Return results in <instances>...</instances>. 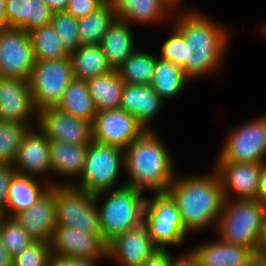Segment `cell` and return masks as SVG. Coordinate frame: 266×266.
Here are the masks:
<instances>
[{
	"label": "cell",
	"instance_id": "obj_5",
	"mask_svg": "<svg viewBox=\"0 0 266 266\" xmlns=\"http://www.w3.org/2000/svg\"><path fill=\"white\" fill-rule=\"evenodd\" d=\"M106 192L110 193L102 206H98V212L102 237L108 245L117 236L143 223L146 198L142 197V191L126 184L95 196Z\"/></svg>",
	"mask_w": 266,
	"mask_h": 266
},
{
	"label": "cell",
	"instance_id": "obj_28",
	"mask_svg": "<svg viewBox=\"0 0 266 266\" xmlns=\"http://www.w3.org/2000/svg\"><path fill=\"white\" fill-rule=\"evenodd\" d=\"M60 111L73 117L93 123L98 112L91 97L86 80L73 79L56 106Z\"/></svg>",
	"mask_w": 266,
	"mask_h": 266
},
{
	"label": "cell",
	"instance_id": "obj_32",
	"mask_svg": "<svg viewBox=\"0 0 266 266\" xmlns=\"http://www.w3.org/2000/svg\"><path fill=\"white\" fill-rule=\"evenodd\" d=\"M157 57L135 50L116 70L124 83L151 85Z\"/></svg>",
	"mask_w": 266,
	"mask_h": 266
},
{
	"label": "cell",
	"instance_id": "obj_22",
	"mask_svg": "<svg viewBox=\"0 0 266 266\" xmlns=\"http://www.w3.org/2000/svg\"><path fill=\"white\" fill-rule=\"evenodd\" d=\"M118 19L130 24V21L139 23H155L170 16L173 7L165 0H109ZM172 9V10H171ZM169 13V14H168Z\"/></svg>",
	"mask_w": 266,
	"mask_h": 266
},
{
	"label": "cell",
	"instance_id": "obj_49",
	"mask_svg": "<svg viewBox=\"0 0 266 266\" xmlns=\"http://www.w3.org/2000/svg\"><path fill=\"white\" fill-rule=\"evenodd\" d=\"M48 266H70L69 258L52 255L49 260Z\"/></svg>",
	"mask_w": 266,
	"mask_h": 266
},
{
	"label": "cell",
	"instance_id": "obj_37",
	"mask_svg": "<svg viewBox=\"0 0 266 266\" xmlns=\"http://www.w3.org/2000/svg\"><path fill=\"white\" fill-rule=\"evenodd\" d=\"M52 256L51 244L35 241L12 258L13 266H48Z\"/></svg>",
	"mask_w": 266,
	"mask_h": 266
},
{
	"label": "cell",
	"instance_id": "obj_46",
	"mask_svg": "<svg viewBox=\"0 0 266 266\" xmlns=\"http://www.w3.org/2000/svg\"><path fill=\"white\" fill-rule=\"evenodd\" d=\"M99 259L69 258L70 266H96Z\"/></svg>",
	"mask_w": 266,
	"mask_h": 266
},
{
	"label": "cell",
	"instance_id": "obj_1",
	"mask_svg": "<svg viewBox=\"0 0 266 266\" xmlns=\"http://www.w3.org/2000/svg\"><path fill=\"white\" fill-rule=\"evenodd\" d=\"M168 193L176 201L182 225L188 233L218 222L225 198L216 171L204 176L175 177Z\"/></svg>",
	"mask_w": 266,
	"mask_h": 266
},
{
	"label": "cell",
	"instance_id": "obj_30",
	"mask_svg": "<svg viewBox=\"0 0 266 266\" xmlns=\"http://www.w3.org/2000/svg\"><path fill=\"white\" fill-rule=\"evenodd\" d=\"M117 15L110 1H106L95 12L78 18V37L80 46L100 45L109 26Z\"/></svg>",
	"mask_w": 266,
	"mask_h": 266
},
{
	"label": "cell",
	"instance_id": "obj_8",
	"mask_svg": "<svg viewBox=\"0 0 266 266\" xmlns=\"http://www.w3.org/2000/svg\"><path fill=\"white\" fill-rule=\"evenodd\" d=\"M152 243L157 249L181 245L188 232L184 229L176 201L168 192L146 198L144 221Z\"/></svg>",
	"mask_w": 266,
	"mask_h": 266
},
{
	"label": "cell",
	"instance_id": "obj_18",
	"mask_svg": "<svg viewBox=\"0 0 266 266\" xmlns=\"http://www.w3.org/2000/svg\"><path fill=\"white\" fill-rule=\"evenodd\" d=\"M157 248L144 223L117 236L107 245V257L123 266H141Z\"/></svg>",
	"mask_w": 266,
	"mask_h": 266
},
{
	"label": "cell",
	"instance_id": "obj_3",
	"mask_svg": "<svg viewBox=\"0 0 266 266\" xmlns=\"http://www.w3.org/2000/svg\"><path fill=\"white\" fill-rule=\"evenodd\" d=\"M145 130L124 149V167L130 175L125 184L137 190L168 192L175 178L173 160L163 142L153 132Z\"/></svg>",
	"mask_w": 266,
	"mask_h": 266
},
{
	"label": "cell",
	"instance_id": "obj_35",
	"mask_svg": "<svg viewBox=\"0 0 266 266\" xmlns=\"http://www.w3.org/2000/svg\"><path fill=\"white\" fill-rule=\"evenodd\" d=\"M0 236L12 258L35 242L13 217L0 216Z\"/></svg>",
	"mask_w": 266,
	"mask_h": 266
},
{
	"label": "cell",
	"instance_id": "obj_25",
	"mask_svg": "<svg viewBox=\"0 0 266 266\" xmlns=\"http://www.w3.org/2000/svg\"><path fill=\"white\" fill-rule=\"evenodd\" d=\"M129 23L116 18L104 34L100 46L112 69L120 67L135 51Z\"/></svg>",
	"mask_w": 266,
	"mask_h": 266
},
{
	"label": "cell",
	"instance_id": "obj_21",
	"mask_svg": "<svg viewBox=\"0 0 266 266\" xmlns=\"http://www.w3.org/2000/svg\"><path fill=\"white\" fill-rule=\"evenodd\" d=\"M9 28L26 32L51 23L52 12L44 0H6Z\"/></svg>",
	"mask_w": 266,
	"mask_h": 266
},
{
	"label": "cell",
	"instance_id": "obj_6",
	"mask_svg": "<svg viewBox=\"0 0 266 266\" xmlns=\"http://www.w3.org/2000/svg\"><path fill=\"white\" fill-rule=\"evenodd\" d=\"M98 201L99 196L77 188L74 184L57 183L56 225L74 227L90 235H102Z\"/></svg>",
	"mask_w": 266,
	"mask_h": 266
},
{
	"label": "cell",
	"instance_id": "obj_16",
	"mask_svg": "<svg viewBox=\"0 0 266 266\" xmlns=\"http://www.w3.org/2000/svg\"><path fill=\"white\" fill-rule=\"evenodd\" d=\"M34 112L28 80L0 77V121L29 125L27 120Z\"/></svg>",
	"mask_w": 266,
	"mask_h": 266
},
{
	"label": "cell",
	"instance_id": "obj_36",
	"mask_svg": "<svg viewBox=\"0 0 266 266\" xmlns=\"http://www.w3.org/2000/svg\"><path fill=\"white\" fill-rule=\"evenodd\" d=\"M50 24L69 54L80 46L77 18L65 11L52 13Z\"/></svg>",
	"mask_w": 266,
	"mask_h": 266
},
{
	"label": "cell",
	"instance_id": "obj_12",
	"mask_svg": "<svg viewBox=\"0 0 266 266\" xmlns=\"http://www.w3.org/2000/svg\"><path fill=\"white\" fill-rule=\"evenodd\" d=\"M144 131L134 116L120 108L98 111L92 123L94 141L123 150Z\"/></svg>",
	"mask_w": 266,
	"mask_h": 266
},
{
	"label": "cell",
	"instance_id": "obj_47",
	"mask_svg": "<svg viewBox=\"0 0 266 266\" xmlns=\"http://www.w3.org/2000/svg\"><path fill=\"white\" fill-rule=\"evenodd\" d=\"M5 8H6V0H0V31L9 29Z\"/></svg>",
	"mask_w": 266,
	"mask_h": 266
},
{
	"label": "cell",
	"instance_id": "obj_23",
	"mask_svg": "<svg viewBox=\"0 0 266 266\" xmlns=\"http://www.w3.org/2000/svg\"><path fill=\"white\" fill-rule=\"evenodd\" d=\"M52 185H56V183L50 181L46 186H41L33 176L15 173L9 183L6 217H13L17 213L28 210ZM9 211L11 214L8 213Z\"/></svg>",
	"mask_w": 266,
	"mask_h": 266
},
{
	"label": "cell",
	"instance_id": "obj_13",
	"mask_svg": "<svg viewBox=\"0 0 266 266\" xmlns=\"http://www.w3.org/2000/svg\"><path fill=\"white\" fill-rule=\"evenodd\" d=\"M37 127L49 140L68 144H90L92 123L85 119L73 117L56 107H49L37 112Z\"/></svg>",
	"mask_w": 266,
	"mask_h": 266
},
{
	"label": "cell",
	"instance_id": "obj_2",
	"mask_svg": "<svg viewBox=\"0 0 266 266\" xmlns=\"http://www.w3.org/2000/svg\"><path fill=\"white\" fill-rule=\"evenodd\" d=\"M176 17L174 27L186 40V76L190 79L218 70L229 32L195 11L183 12Z\"/></svg>",
	"mask_w": 266,
	"mask_h": 266
},
{
	"label": "cell",
	"instance_id": "obj_4",
	"mask_svg": "<svg viewBox=\"0 0 266 266\" xmlns=\"http://www.w3.org/2000/svg\"><path fill=\"white\" fill-rule=\"evenodd\" d=\"M235 199L224 201L216 223L219 239L253 253L263 251L265 206L256 199Z\"/></svg>",
	"mask_w": 266,
	"mask_h": 266
},
{
	"label": "cell",
	"instance_id": "obj_20",
	"mask_svg": "<svg viewBox=\"0 0 266 266\" xmlns=\"http://www.w3.org/2000/svg\"><path fill=\"white\" fill-rule=\"evenodd\" d=\"M162 102L150 85L125 83L120 109L134 116L144 130H152L148 123L157 115Z\"/></svg>",
	"mask_w": 266,
	"mask_h": 266
},
{
	"label": "cell",
	"instance_id": "obj_11",
	"mask_svg": "<svg viewBox=\"0 0 266 266\" xmlns=\"http://www.w3.org/2000/svg\"><path fill=\"white\" fill-rule=\"evenodd\" d=\"M35 63L29 32L16 28L0 31V77L29 80Z\"/></svg>",
	"mask_w": 266,
	"mask_h": 266
},
{
	"label": "cell",
	"instance_id": "obj_33",
	"mask_svg": "<svg viewBox=\"0 0 266 266\" xmlns=\"http://www.w3.org/2000/svg\"><path fill=\"white\" fill-rule=\"evenodd\" d=\"M36 61L69 57L51 24L35 28L29 32Z\"/></svg>",
	"mask_w": 266,
	"mask_h": 266
},
{
	"label": "cell",
	"instance_id": "obj_24",
	"mask_svg": "<svg viewBox=\"0 0 266 266\" xmlns=\"http://www.w3.org/2000/svg\"><path fill=\"white\" fill-rule=\"evenodd\" d=\"M217 240L198 245L192 250L200 266H244L253 254L245 247Z\"/></svg>",
	"mask_w": 266,
	"mask_h": 266
},
{
	"label": "cell",
	"instance_id": "obj_17",
	"mask_svg": "<svg viewBox=\"0 0 266 266\" xmlns=\"http://www.w3.org/2000/svg\"><path fill=\"white\" fill-rule=\"evenodd\" d=\"M13 218L35 241L50 243L56 227V185H52L28 210Z\"/></svg>",
	"mask_w": 266,
	"mask_h": 266
},
{
	"label": "cell",
	"instance_id": "obj_26",
	"mask_svg": "<svg viewBox=\"0 0 266 266\" xmlns=\"http://www.w3.org/2000/svg\"><path fill=\"white\" fill-rule=\"evenodd\" d=\"M88 145H74L62 141L49 140V160L53 173L67 175V177L81 176Z\"/></svg>",
	"mask_w": 266,
	"mask_h": 266
},
{
	"label": "cell",
	"instance_id": "obj_9",
	"mask_svg": "<svg viewBox=\"0 0 266 266\" xmlns=\"http://www.w3.org/2000/svg\"><path fill=\"white\" fill-rule=\"evenodd\" d=\"M73 79L70 57L36 61L28 82L37 112L56 107Z\"/></svg>",
	"mask_w": 266,
	"mask_h": 266
},
{
	"label": "cell",
	"instance_id": "obj_19",
	"mask_svg": "<svg viewBox=\"0 0 266 266\" xmlns=\"http://www.w3.org/2000/svg\"><path fill=\"white\" fill-rule=\"evenodd\" d=\"M32 127L23 135L16 160L13 164L16 173L32 176V174H44L52 172L49 160V139L38 128V132Z\"/></svg>",
	"mask_w": 266,
	"mask_h": 266
},
{
	"label": "cell",
	"instance_id": "obj_10",
	"mask_svg": "<svg viewBox=\"0 0 266 266\" xmlns=\"http://www.w3.org/2000/svg\"><path fill=\"white\" fill-rule=\"evenodd\" d=\"M266 155V115L232 131L221 149L218 161L263 162Z\"/></svg>",
	"mask_w": 266,
	"mask_h": 266
},
{
	"label": "cell",
	"instance_id": "obj_51",
	"mask_svg": "<svg viewBox=\"0 0 266 266\" xmlns=\"http://www.w3.org/2000/svg\"><path fill=\"white\" fill-rule=\"evenodd\" d=\"M166 2H168L174 9V6H177V3H179V0H165Z\"/></svg>",
	"mask_w": 266,
	"mask_h": 266
},
{
	"label": "cell",
	"instance_id": "obj_15",
	"mask_svg": "<svg viewBox=\"0 0 266 266\" xmlns=\"http://www.w3.org/2000/svg\"><path fill=\"white\" fill-rule=\"evenodd\" d=\"M216 162L214 170L220 176L226 200L231 193H235L237 199H256L262 162Z\"/></svg>",
	"mask_w": 266,
	"mask_h": 266
},
{
	"label": "cell",
	"instance_id": "obj_34",
	"mask_svg": "<svg viewBox=\"0 0 266 266\" xmlns=\"http://www.w3.org/2000/svg\"><path fill=\"white\" fill-rule=\"evenodd\" d=\"M30 125L0 121V164L13 165L23 135Z\"/></svg>",
	"mask_w": 266,
	"mask_h": 266
},
{
	"label": "cell",
	"instance_id": "obj_7",
	"mask_svg": "<svg viewBox=\"0 0 266 266\" xmlns=\"http://www.w3.org/2000/svg\"><path fill=\"white\" fill-rule=\"evenodd\" d=\"M123 165L122 148L92 140L88 145L80 183L75 187L90 194L114 189Z\"/></svg>",
	"mask_w": 266,
	"mask_h": 266
},
{
	"label": "cell",
	"instance_id": "obj_39",
	"mask_svg": "<svg viewBox=\"0 0 266 266\" xmlns=\"http://www.w3.org/2000/svg\"><path fill=\"white\" fill-rule=\"evenodd\" d=\"M105 2V0H68L65 12L78 19L95 12Z\"/></svg>",
	"mask_w": 266,
	"mask_h": 266
},
{
	"label": "cell",
	"instance_id": "obj_42",
	"mask_svg": "<svg viewBox=\"0 0 266 266\" xmlns=\"http://www.w3.org/2000/svg\"><path fill=\"white\" fill-rule=\"evenodd\" d=\"M183 256V257H182ZM181 258L170 257L169 266H200L197 256L191 250L182 255Z\"/></svg>",
	"mask_w": 266,
	"mask_h": 266
},
{
	"label": "cell",
	"instance_id": "obj_38",
	"mask_svg": "<svg viewBox=\"0 0 266 266\" xmlns=\"http://www.w3.org/2000/svg\"><path fill=\"white\" fill-rule=\"evenodd\" d=\"M170 36L161 48V59L171 61L177 65L186 75V40L184 36L174 27Z\"/></svg>",
	"mask_w": 266,
	"mask_h": 266
},
{
	"label": "cell",
	"instance_id": "obj_31",
	"mask_svg": "<svg viewBox=\"0 0 266 266\" xmlns=\"http://www.w3.org/2000/svg\"><path fill=\"white\" fill-rule=\"evenodd\" d=\"M188 79L177 65L157 57L150 86L164 101V99L179 95Z\"/></svg>",
	"mask_w": 266,
	"mask_h": 266
},
{
	"label": "cell",
	"instance_id": "obj_27",
	"mask_svg": "<svg viewBox=\"0 0 266 266\" xmlns=\"http://www.w3.org/2000/svg\"><path fill=\"white\" fill-rule=\"evenodd\" d=\"M89 93L98 111L119 109L122 101L124 81L117 70L86 80Z\"/></svg>",
	"mask_w": 266,
	"mask_h": 266
},
{
	"label": "cell",
	"instance_id": "obj_50",
	"mask_svg": "<svg viewBox=\"0 0 266 266\" xmlns=\"http://www.w3.org/2000/svg\"><path fill=\"white\" fill-rule=\"evenodd\" d=\"M263 247H264V250H266V206H265V213H264Z\"/></svg>",
	"mask_w": 266,
	"mask_h": 266
},
{
	"label": "cell",
	"instance_id": "obj_43",
	"mask_svg": "<svg viewBox=\"0 0 266 266\" xmlns=\"http://www.w3.org/2000/svg\"><path fill=\"white\" fill-rule=\"evenodd\" d=\"M256 200H258L262 205L266 206V161L261 163V172Z\"/></svg>",
	"mask_w": 266,
	"mask_h": 266
},
{
	"label": "cell",
	"instance_id": "obj_52",
	"mask_svg": "<svg viewBox=\"0 0 266 266\" xmlns=\"http://www.w3.org/2000/svg\"><path fill=\"white\" fill-rule=\"evenodd\" d=\"M0 266H13V264H10V265H0Z\"/></svg>",
	"mask_w": 266,
	"mask_h": 266
},
{
	"label": "cell",
	"instance_id": "obj_14",
	"mask_svg": "<svg viewBox=\"0 0 266 266\" xmlns=\"http://www.w3.org/2000/svg\"><path fill=\"white\" fill-rule=\"evenodd\" d=\"M50 244L52 255L58 257L100 259L107 256L102 235H90L74 227L56 225Z\"/></svg>",
	"mask_w": 266,
	"mask_h": 266
},
{
	"label": "cell",
	"instance_id": "obj_40",
	"mask_svg": "<svg viewBox=\"0 0 266 266\" xmlns=\"http://www.w3.org/2000/svg\"><path fill=\"white\" fill-rule=\"evenodd\" d=\"M15 173L13 165L0 164V216H6L9 183Z\"/></svg>",
	"mask_w": 266,
	"mask_h": 266
},
{
	"label": "cell",
	"instance_id": "obj_44",
	"mask_svg": "<svg viewBox=\"0 0 266 266\" xmlns=\"http://www.w3.org/2000/svg\"><path fill=\"white\" fill-rule=\"evenodd\" d=\"M244 266H266V250L253 253Z\"/></svg>",
	"mask_w": 266,
	"mask_h": 266
},
{
	"label": "cell",
	"instance_id": "obj_29",
	"mask_svg": "<svg viewBox=\"0 0 266 266\" xmlns=\"http://www.w3.org/2000/svg\"><path fill=\"white\" fill-rule=\"evenodd\" d=\"M69 57L74 78L78 80H88L113 70L100 45L79 46Z\"/></svg>",
	"mask_w": 266,
	"mask_h": 266
},
{
	"label": "cell",
	"instance_id": "obj_45",
	"mask_svg": "<svg viewBox=\"0 0 266 266\" xmlns=\"http://www.w3.org/2000/svg\"><path fill=\"white\" fill-rule=\"evenodd\" d=\"M52 13L65 11L68 0H44Z\"/></svg>",
	"mask_w": 266,
	"mask_h": 266
},
{
	"label": "cell",
	"instance_id": "obj_48",
	"mask_svg": "<svg viewBox=\"0 0 266 266\" xmlns=\"http://www.w3.org/2000/svg\"><path fill=\"white\" fill-rule=\"evenodd\" d=\"M12 264V257L10 256L7 249L4 247L0 236V265H10Z\"/></svg>",
	"mask_w": 266,
	"mask_h": 266
},
{
	"label": "cell",
	"instance_id": "obj_41",
	"mask_svg": "<svg viewBox=\"0 0 266 266\" xmlns=\"http://www.w3.org/2000/svg\"><path fill=\"white\" fill-rule=\"evenodd\" d=\"M171 256L168 249H157L141 266H169Z\"/></svg>",
	"mask_w": 266,
	"mask_h": 266
}]
</instances>
